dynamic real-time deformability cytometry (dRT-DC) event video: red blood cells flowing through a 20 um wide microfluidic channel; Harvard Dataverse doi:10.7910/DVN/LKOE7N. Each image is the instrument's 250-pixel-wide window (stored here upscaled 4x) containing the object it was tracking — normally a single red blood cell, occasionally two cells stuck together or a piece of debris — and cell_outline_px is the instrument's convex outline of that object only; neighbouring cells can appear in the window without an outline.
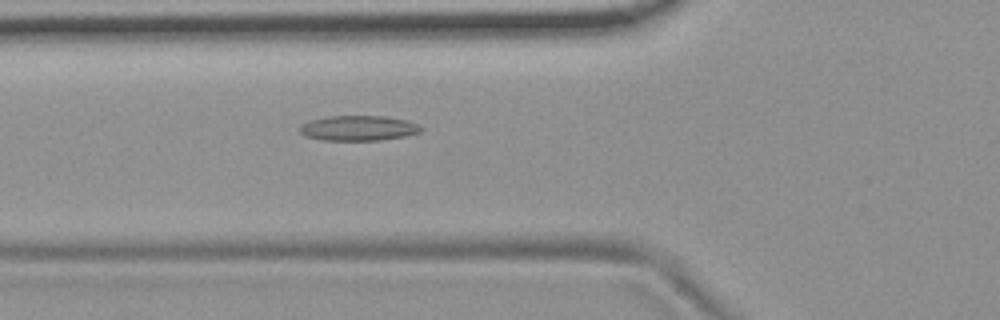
{"species": "common noctule bat (a hibernating species)", "species_latin": "Nyctalus noctula", "temperature_condition": "room temperature", "stored_images_in_passage": 4, "camera_frame_rate_fps": 3000, "um_per_image_px": 0.085, "animal": {"sex": "female", "body_mass_g": 19.9}, "frame": {"image": 1, "passage_image": 4, "time_ms": 4.333, "image_size_px": [1000, 320], "cell_outline_px": [[424, 128], [420, 132], [404, 136], [380, 140], [324, 140], [304, 136], [300, 132], [300, 124], [308, 120], [328, 116], [384, 116], [408, 120]], "centroid_in_image_um": [30.44, 10.88], "position_along_channel_um": 95.4, "area_um2": 17.8}}